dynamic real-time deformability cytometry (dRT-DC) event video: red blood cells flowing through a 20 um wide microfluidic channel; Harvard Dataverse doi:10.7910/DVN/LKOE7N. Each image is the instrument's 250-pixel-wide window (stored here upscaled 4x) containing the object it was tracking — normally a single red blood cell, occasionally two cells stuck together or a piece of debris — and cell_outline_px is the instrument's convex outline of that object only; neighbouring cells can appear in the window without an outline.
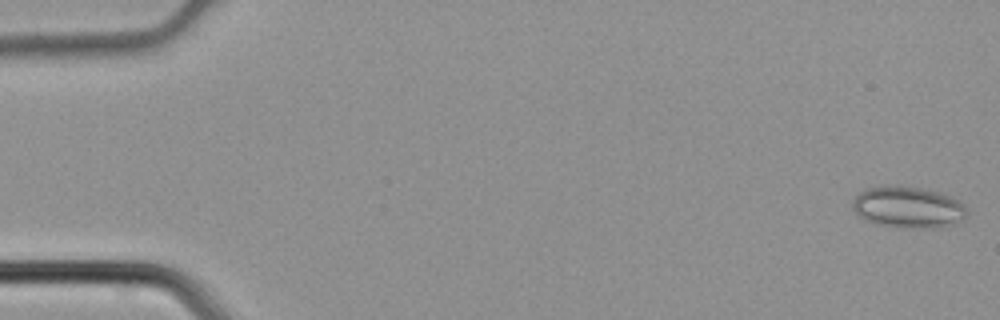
{"species": "common noctule bat (a hibernating species)", "species_latin": "Nyctalus noctula", "temperature_condition": "cold", "stored_images_in_passage": 14, "camera_frame_rate_fps": 3000, "um_per_image_px": 0.085, "animal": {"sex": "male", "body_mass_g": 21.5, "forearm_length_mm": 52.0}, "frame": {"image": 1, "passage_image": 1, "time_ms": 0.0, "image_size_px": [1000, 320], "cell_outline_px": [[968, 212], [960, 220], [944, 228], [920, 228], [876, 224], [860, 216], [852, 208], [852, 200], [864, 188], [888, 184], [900, 184], [944, 192], [960, 200], [964, 204]], "centroid_in_image_um": [77.21, 17.57], "position_along_channel_um": 7.8, "area_um2": 28.15}}